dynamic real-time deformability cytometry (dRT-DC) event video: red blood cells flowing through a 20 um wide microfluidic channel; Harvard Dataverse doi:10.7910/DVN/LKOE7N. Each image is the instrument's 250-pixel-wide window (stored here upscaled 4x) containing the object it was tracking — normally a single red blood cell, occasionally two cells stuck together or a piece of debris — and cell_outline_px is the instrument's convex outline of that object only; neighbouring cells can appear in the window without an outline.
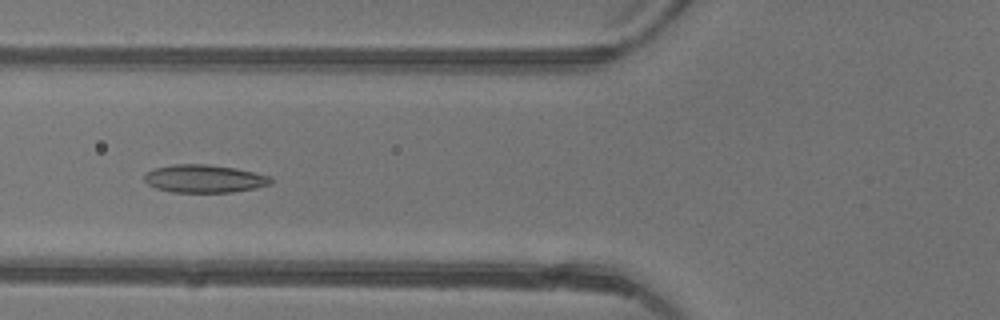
{"species": "common noctule bat (a hibernating species)", "species_latin": "Nyctalus noctula", "temperature_condition": "warm", "stored_images_in_passage": 47, "camera_frame_rate_fps": 3000, "um_per_image_px": 0.085, "animal": {"sex": "female"}, "frame": {"image": 1, "passage_image": 19, "time_ms": 6.0, "image_size_px": [1000, 320], "cell_outline_px": [[272, 184], [256, 188], [232, 192], [172, 192], [156, 188], [148, 184], [144, 180], [144, 176], [148, 172], [156, 168], [172, 164], [208, 164], [236, 168], [272, 176]], "centroid_in_image_um": [17.41, 15.18], "position_along_channel_um": 108.4, "area_um2": 20.63}}
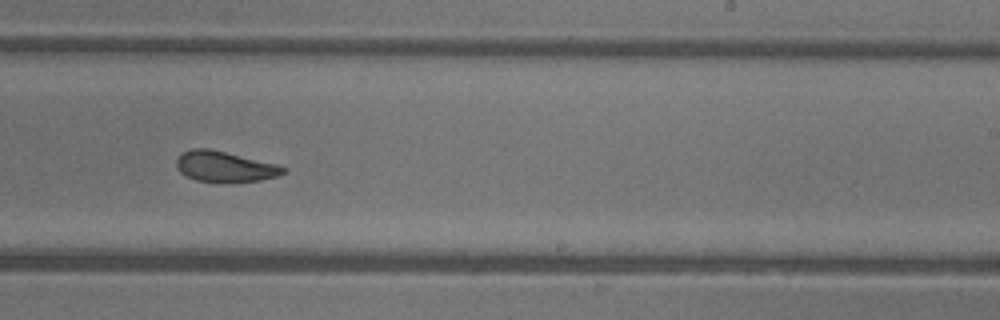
{"frame": {"image": 2, "passage_image": 30, "time_ms": 9.667, "image_size_px": [1000, 320], "cell_outline_px": [[288, 172], [280, 176], [260, 180], [196, 180], [180, 172], [176, 168], [176, 156], [180, 152], [192, 148], [208, 148], [276, 164], [288, 168]], "centroid_in_image_um": [19.09, 14.12], "position_along_channel_um": 269.9, "area_um2": 18.67}}
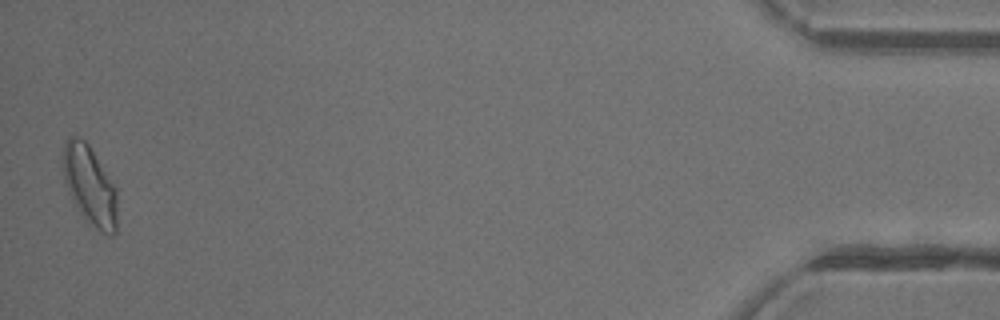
{"frame": {"image": 3, "passage_image": 47, "time_ms": 15.333, "image_size_px": [1000, 320], "cell_outline_px": [[116, 232], [112, 236], [108, 236], [100, 232], [88, 224], [84, 220], [68, 192], [64, 180], [64, 144], [68, 136], [76, 136], [84, 140], [88, 144], [116, 188]], "centroid_in_image_um": [7.63, 15.82], "position_along_channel_um": 427.6, "area_um2": 24.91}, "authors_computed_cell_mechanics": {"area_um2": 20.9236, "velocity_mm_per_s": 4.4098, "shape_relaxation_time_tau1_ms": 6.3593, "shape_relaxation_time_tau2_ms": 1.3849, "deformation_change_tau1": 0.177, "deformation_change_tau2": 0.0775}}